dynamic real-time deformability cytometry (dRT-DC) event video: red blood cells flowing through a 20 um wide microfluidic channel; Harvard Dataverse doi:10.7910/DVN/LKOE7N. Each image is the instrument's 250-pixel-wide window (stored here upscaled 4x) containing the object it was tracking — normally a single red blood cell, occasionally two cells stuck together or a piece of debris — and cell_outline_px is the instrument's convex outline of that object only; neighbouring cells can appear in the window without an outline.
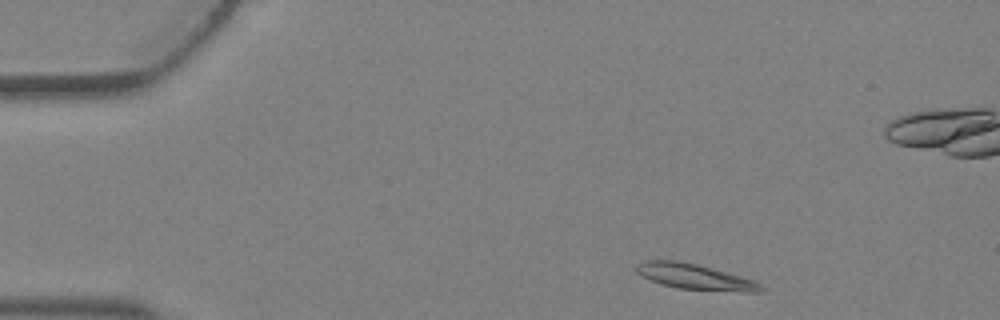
{"species": "Egyptian fruit bat (a non-hibernating species)", "species_latin": "Rousettus aegyptiacus", "temperature_condition": "warm", "stored_images_in_passage": 4, "camera_frame_rate_fps": 3000, "um_per_image_px": 0.085, "animal": {"sex": "female"}, "frame": {"image": 1, "passage_image": 1, "time_ms": 0.0, "image_size_px": [1000, 320], "cell_outline_px": [[764, 292], [748, 292], [676, 288], [660, 284], [648, 280], [640, 276], [636, 272], [636, 264], [644, 260], [676, 260], [696, 264], [740, 276], [752, 280], [760, 284], [764, 288]], "centroid_in_image_um": [58.99, 23.52], "position_along_channel_um": 26.0, "area_um2": 18.5}}
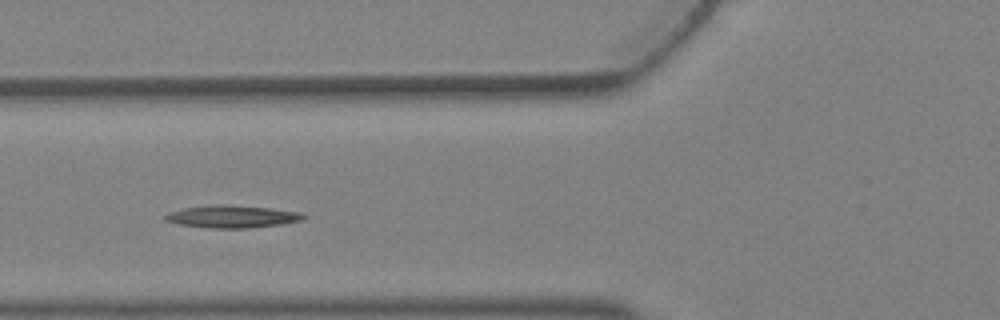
{"frame": {"image": 2, "passage_image": 4, "time_ms": 1.0, "image_size_px": [1000, 320], "cell_outline_px": [[308, 216], [304, 220], [280, 224], [248, 228], [212, 228], [176, 224], [164, 220], [164, 216], [168, 212], [184, 208], [216, 204], [228, 204], [268, 208], [300, 212]], "centroid_in_image_um": [19.72, 18.4], "position_along_channel_um": 106.1, "area_um2": 18.15}}